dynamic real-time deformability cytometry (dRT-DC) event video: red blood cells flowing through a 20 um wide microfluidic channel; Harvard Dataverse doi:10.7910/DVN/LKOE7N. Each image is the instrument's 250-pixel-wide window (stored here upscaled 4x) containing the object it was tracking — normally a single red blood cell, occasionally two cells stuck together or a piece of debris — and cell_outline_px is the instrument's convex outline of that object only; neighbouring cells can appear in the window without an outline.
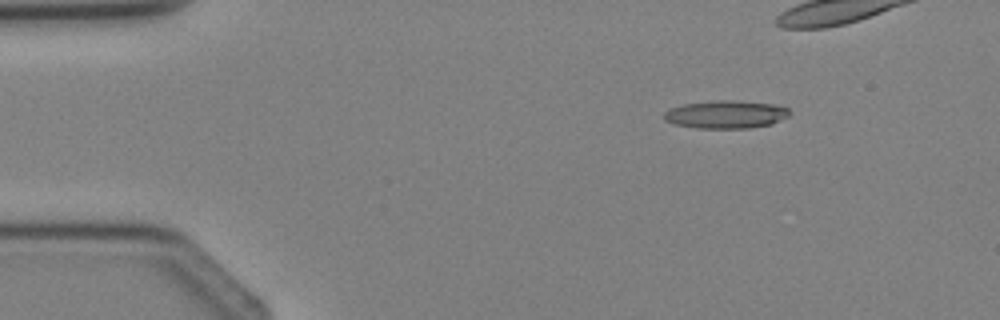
{"species": "Egyptian fruit bat (a non-hibernating species)", "species_latin": "Rousettus aegyptiacus", "temperature_condition": "cold", "stored_images_in_passage": 5, "camera_frame_rate_fps": 3000, "um_per_image_px": 0.085, "animal": {"sex": "female"}, "frame": {"image": 1, "passage_image": 2, "time_ms": 1.333, "image_size_px": [1000, 320], "cell_outline_px": [[792, 112], [788, 116], [772, 124], [748, 128], [696, 128], [676, 124], [664, 120], [664, 112], [672, 108], [684, 104], [716, 100], [732, 100], [772, 104], [788, 108]], "centroid_in_image_um": [61.72, 9.73], "position_along_channel_um": 23.3, "area_um2": 20.29}}
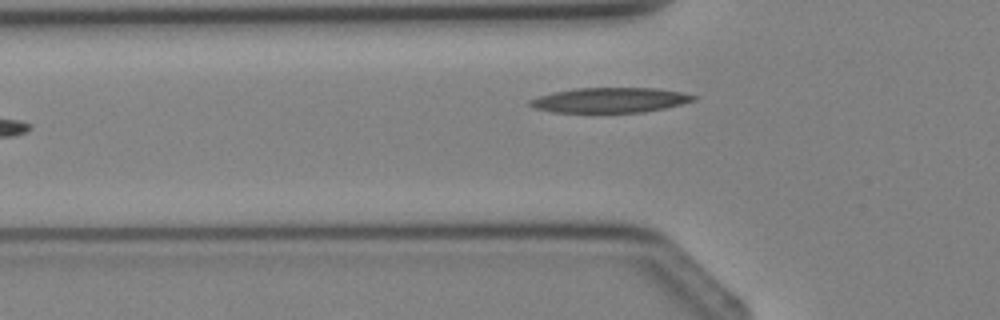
{"frame": {"image": 2, "passage_image": 5, "time_ms": 4.667, "image_size_px": [1000, 320], "cell_outline_px": [[696, 100], [664, 108], [644, 112], [552, 112], [532, 108], [528, 104], [528, 100], [552, 92], [576, 88], [656, 88], [680, 92], [696, 96]], "centroid_in_image_um": [51.8, 8.51], "position_along_channel_um": 74.0, "area_um2": 23.76}}